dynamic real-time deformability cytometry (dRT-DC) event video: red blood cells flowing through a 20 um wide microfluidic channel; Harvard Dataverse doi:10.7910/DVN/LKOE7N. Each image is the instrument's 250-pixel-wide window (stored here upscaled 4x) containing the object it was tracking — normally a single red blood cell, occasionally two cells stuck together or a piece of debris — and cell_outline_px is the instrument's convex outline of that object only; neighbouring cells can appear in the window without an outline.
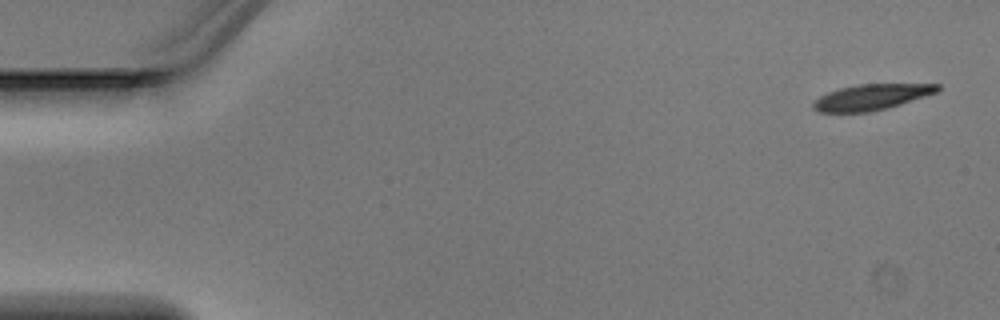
{"species": "Egyptian fruit bat (a non-hibernating species)", "species_latin": "Rousettus aegyptiacus", "temperature_condition": "warm", "stored_images_in_passage": 3, "segment_of_instrument_passage": [2, 2], "camera_frame_rate_fps": 3000, "um_per_image_px": 0.085, "animal": {"sex": "male"}, "frame": {"image": 1, "passage_image": 3, "time_ms": 0.667, "image_size_px": [1000, 320], "cell_outline_px": [[940, 88], [936, 92], [888, 108], [868, 112], [816, 112], [812, 108], [812, 104], [820, 96], [828, 92], [840, 88], [856, 84], [940, 84]], "centroid_in_image_um": [74.03, 8.25], "position_along_channel_um": 11.0, "area_um2": 18.5}}